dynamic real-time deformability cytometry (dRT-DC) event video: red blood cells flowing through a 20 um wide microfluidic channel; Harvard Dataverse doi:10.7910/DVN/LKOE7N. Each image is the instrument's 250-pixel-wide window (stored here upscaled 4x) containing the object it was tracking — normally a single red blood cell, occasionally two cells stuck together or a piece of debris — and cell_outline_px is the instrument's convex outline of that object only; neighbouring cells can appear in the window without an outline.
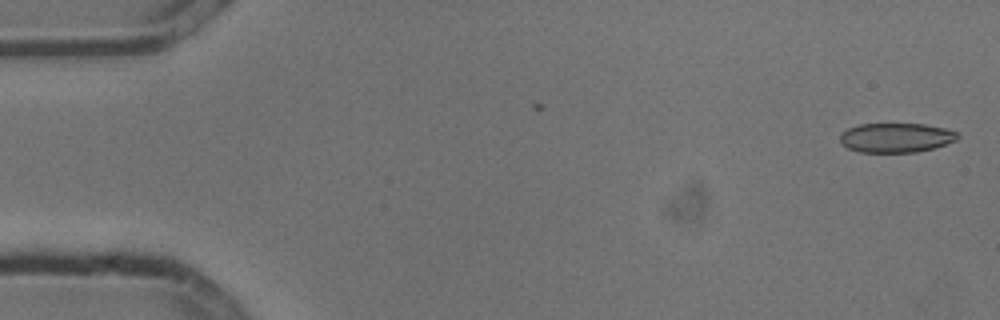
{"species": "common noctule bat (a hibernating species)", "species_latin": "Nyctalus noctula", "temperature_condition": "cold", "stored_images_in_passage": 5, "camera_frame_rate_fps": 3000, "um_per_image_px": 0.085, "animal": {"sex": "male", "body_mass_g": 13.3}, "frame": {"image": 1, "passage_image": 1, "time_ms": 0.0, "image_size_px": [1000, 320], "cell_outline_px": [[960, 136], [956, 140], [932, 148], [916, 152], [860, 152], [848, 148], [840, 144], [840, 132], [848, 128], [860, 124], [924, 124], [944, 128], [956, 132]], "centroid_in_image_um": [76.11, 11.7], "position_along_channel_um": 8.9, "area_um2": 20.11}}
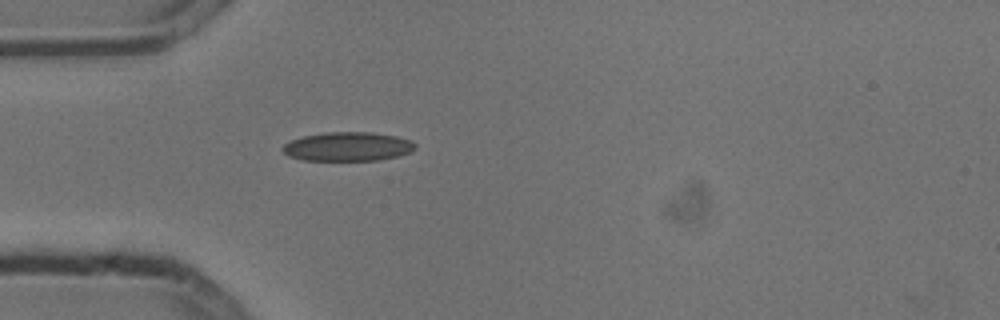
{"frame": {"image": 2, "passage_image": 5, "time_ms": 1.333, "image_size_px": [1000, 320], "cell_outline_px": [[416, 148], [412, 152], [396, 156], [376, 160], [304, 160], [288, 156], [280, 148], [284, 144], [292, 140], [304, 136], [324, 132], [372, 132], [396, 136], [412, 140], [416, 144]], "centroid_in_image_um": [29.57, 12.45], "position_along_channel_um": 55.4, "area_um2": 22.43}}